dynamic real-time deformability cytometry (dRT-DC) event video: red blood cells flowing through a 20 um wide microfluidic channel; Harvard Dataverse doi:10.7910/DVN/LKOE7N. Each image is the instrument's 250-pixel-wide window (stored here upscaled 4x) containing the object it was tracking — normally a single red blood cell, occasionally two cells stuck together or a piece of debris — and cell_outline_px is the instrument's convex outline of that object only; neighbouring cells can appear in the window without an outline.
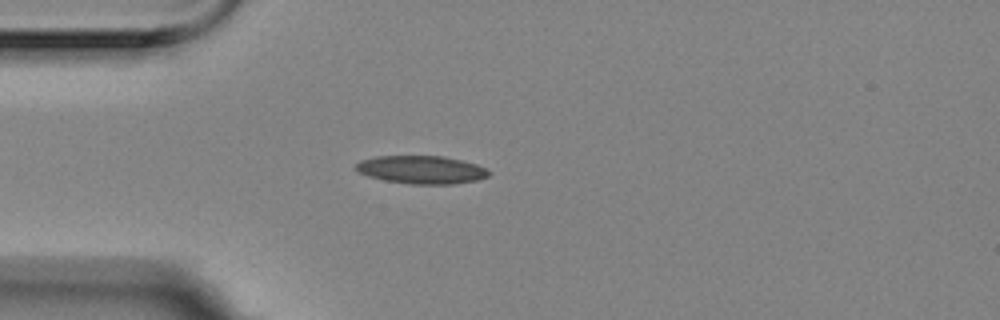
{"species": "Egyptian fruit bat (a non-hibernating species)", "species_latin": "Rousettus aegyptiacus", "temperature_condition": "room temperature", "stored_images_in_passage": 4, "camera_frame_rate_fps": 3000, "um_per_image_px": 0.085, "animal": {"sex": "female"}, "frame": {"image": 1, "passage_image": 3, "time_ms": 0.667, "image_size_px": [1000, 320], "cell_outline_px": [[492, 172], [488, 176], [476, 180], [452, 184], [408, 184], [384, 180], [368, 176], [360, 172], [356, 168], [356, 164], [360, 160], [376, 156], [444, 156], [476, 164]], "centroid_in_image_um": [35.82, 14.42], "position_along_channel_um": 49.2, "area_um2": 21.62}}